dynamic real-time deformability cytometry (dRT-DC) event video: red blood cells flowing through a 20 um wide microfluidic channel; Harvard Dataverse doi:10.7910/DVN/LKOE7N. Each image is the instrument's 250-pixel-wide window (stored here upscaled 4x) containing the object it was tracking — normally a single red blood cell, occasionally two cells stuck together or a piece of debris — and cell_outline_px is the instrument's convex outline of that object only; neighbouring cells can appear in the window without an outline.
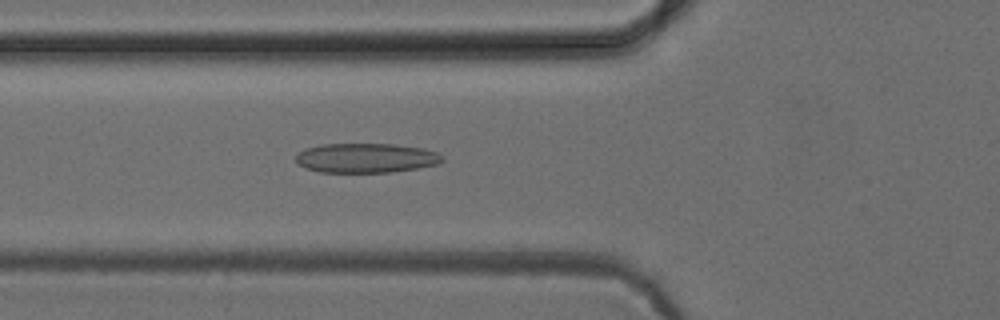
{"species": "common noctule bat (a hibernating species)", "species_latin": "Nyctalus noctula", "temperature_condition": "cold", "stored_images_in_passage": 52, "camera_frame_rate_fps": 3000, "um_per_image_px": 0.085, "animal": {"sex": "female", "body_mass_g": 24.6, "forearm_length_mm": 56.2}, "frame": {"image": 1, "passage_image": 19, "time_ms": 6.0, "image_size_px": [1000, 320], "cell_outline_px": [[444, 160], [436, 164], [416, 168], [392, 172], [320, 172], [304, 168], [296, 164], [296, 152], [304, 148], [320, 144], [396, 144], [424, 148], [436, 152], [444, 156]], "centroid_in_image_um": [31.06, 13.42], "position_along_channel_um": 94.7, "area_um2": 25.49}}
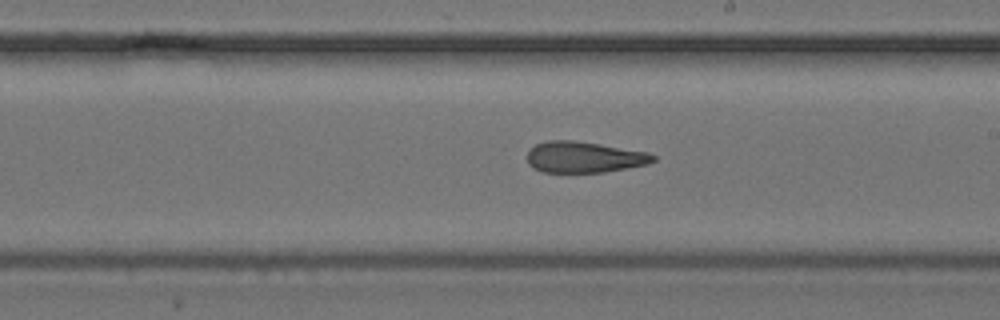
{"frame": {"image": 2, "passage_image": 30, "time_ms": 9.667, "image_size_px": [1000, 320], "cell_outline_px": [[656, 160], [648, 164], [628, 168], [604, 172], [540, 172], [532, 168], [528, 164], [528, 152], [536, 144], [548, 140], [572, 140], [600, 144], [648, 152], [656, 156]], "centroid_in_image_um": [49.66, 13.36], "position_along_channel_um": 239.3, "area_um2": 22.89}}
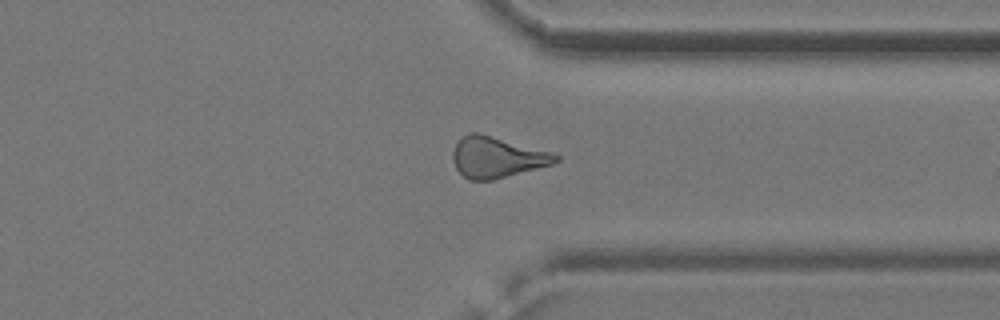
{"frame": {"image": 3, "passage_image": 40, "time_ms": 13.0, "image_size_px": [1000, 320], "cell_outline_px": [[560, 160], [552, 164], [492, 180], [468, 180], [456, 168], [452, 160], [452, 152], [460, 136], [468, 132], [480, 132], [552, 152], [560, 156]], "centroid_in_image_um": [42.21, 13.34], "position_along_channel_um": 369.2, "area_um2": 24.68}, "authors_computed_cell_mechanics": {"area_um2": 24.3338, "velocity_mm_per_s": 3.926, "shape_relaxation_time_tau1_ms": null, "shape_relaxation_time_tau2_ms": 2.7893, "deformation_change_tau1": null, "deformation_change_tau2": 0.1231}}